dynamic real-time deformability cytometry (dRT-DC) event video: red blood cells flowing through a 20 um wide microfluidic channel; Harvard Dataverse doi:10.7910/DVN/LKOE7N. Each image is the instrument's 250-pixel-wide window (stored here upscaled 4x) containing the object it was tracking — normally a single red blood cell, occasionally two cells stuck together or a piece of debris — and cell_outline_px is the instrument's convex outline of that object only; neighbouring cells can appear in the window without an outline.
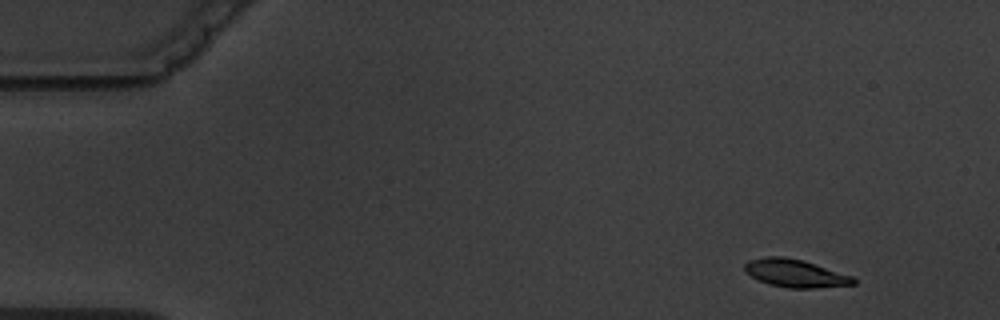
{"species": "common noctule bat (a hibernating species)", "species_latin": "Nyctalus noctula", "temperature_condition": "warm", "stored_images_in_passage": 7, "camera_frame_rate_fps": 3000, "um_per_image_px": 0.085, "animal": {"sex": "male", "body_mass_g": 19.5, "forearm_length_mm": 54.6}, "frame": {"image": 1, "passage_image": 1, "time_ms": 0.0, "image_size_px": [1000, 320], "cell_outline_px": [[856, 284], [816, 288], [788, 288], [768, 284], [744, 272], [744, 264], [748, 260], [768, 256], [784, 256], [804, 260], [852, 276], [856, 280]], "centroid_in_image_um": [67.58, 23.22], "position_along_channel_um": 17.4, "area_um2": 17.74}}
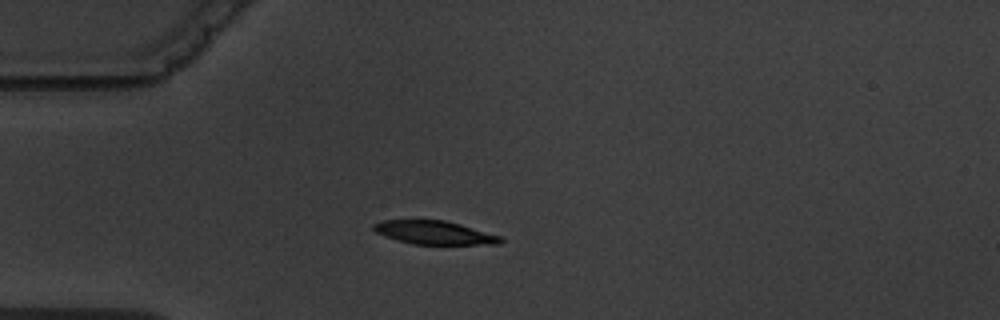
{"frame": {"image": 2, "passage_image": 4, "time_ms": 3.333, "image_size_px": [1000, 320], "cell_outline_px": [[504, 240], [500, 244], [412, 244], [396, 240], [384, 236], [376, 232], [372, 228], [372, 224], [384, 220], [444, 220], [460, 224], [500, 236]], "centroid_in_image_um": [36.89, 19.77], "position_along_channel_um": 48.1, "area_um2": 17.28}}
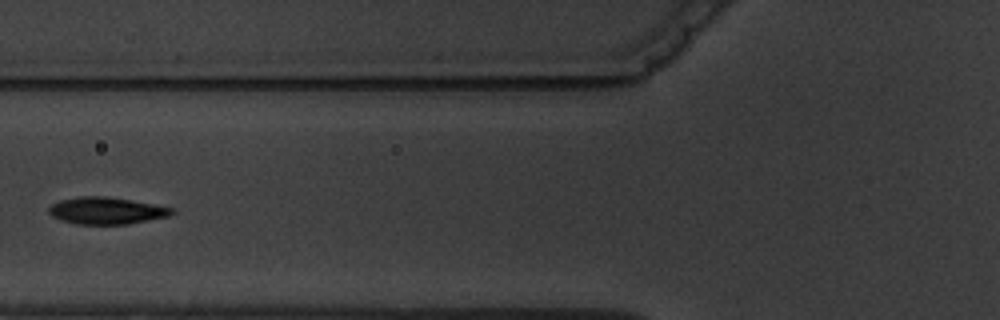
{"frame": {"image": 3, "passage_image": 6, "time_ms": 5.667, "image_size_px": [1000, 320], "cell_outline_px": [[176, 212], [168, 216], [128, 224], [76, 224], [60, 220], [52, 216], [48, 212], [48, 208], [52, 204], [60, 200], [80, 196], [104, 196], [132, 200], [176, 208]], "centroid_in_image_um": [9.06, 17.9], "position_along_channel_um": 116.7, "area_um2": 19.42}}